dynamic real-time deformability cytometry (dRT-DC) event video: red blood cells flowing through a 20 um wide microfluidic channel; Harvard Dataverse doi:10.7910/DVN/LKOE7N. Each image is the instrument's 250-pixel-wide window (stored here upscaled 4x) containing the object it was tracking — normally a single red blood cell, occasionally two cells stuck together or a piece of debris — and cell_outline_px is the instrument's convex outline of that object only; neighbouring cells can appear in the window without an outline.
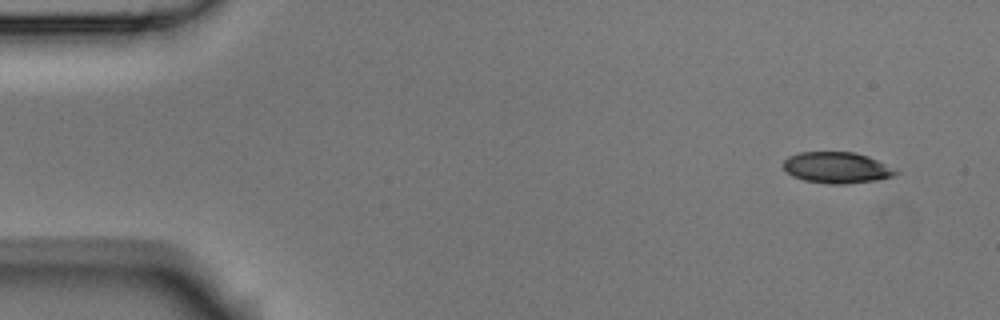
{"species": "Egyptian fruit bat (a non-hibernating species)", "species_latin": "Rousettus aegyptiacus", "temperature_condition": "room temperature", "stored_images_in_passage": 6, "camera_frame_rate_fps": 3000, "um_per_image_px": 0.085, "animal": {"sex": "male"}, "frame": {"image": 1, "passage_image": 1, "time_ms": 0.0, "image_size_px": [1000, 320], "cell_outline_px": [[900, 172], [892, 176], [876, 180], [844, 184], [828, 184], [804, 180], [792, 176], [784, 168], [784, 160], [788, 156], [800, 152], [852, 152], [868, 156]], "centroid_in_image_um": [71.09, 14.25], "position_along_channel_um": 13.9, "area_um2": 20.17}}
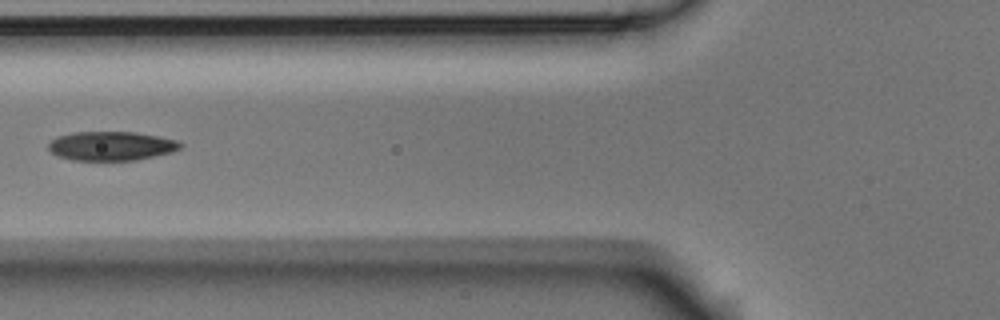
{"frame": {"image": 2, "passage_image": 5, "time_ms": 1.333, "image_size_px": [1000, 320], "cell_outline_px": [[184, 144], [180, 148], [172, 152], [136, 160], [72, 160], [56, 156], [48, 148], [48, 144], [56, 136], [72, 132], [136, 132], [160, 136], [176, 140]], "centroid_in_image_um": [9.45, 12.4], "position_along_channel_um": 116.4, "area_um2": 22.48}}
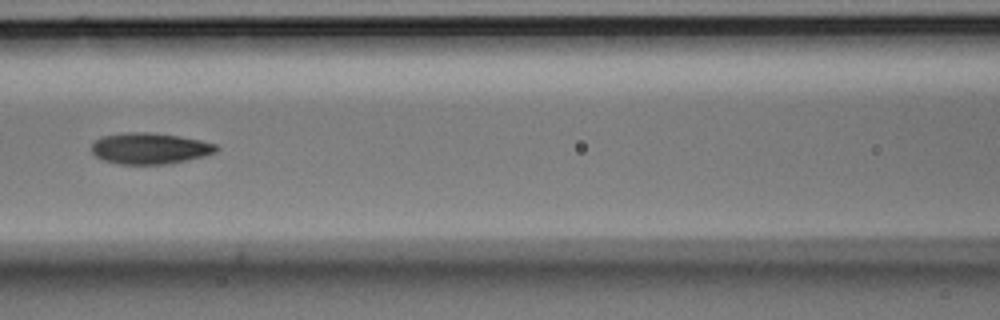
{"frame": {"image": 3, "passage_image": 6, "time_ms": 1.667, "image_size_px": [1000, 320], "cell_outline_px": [[220, 148], [216, 152], [204, 156], [188, 160], [168, 164], [120, 164], [104, 160], [96, 156], [92, 152], [92, 144], [100, 136], [124, 132], [148, 132], [180, 136], [200, 140], [216, 144]], "centroid_in_image_um": [12.75, 12.61], "position_along_channel_um": 153.9, "area_um2": 22.77}}